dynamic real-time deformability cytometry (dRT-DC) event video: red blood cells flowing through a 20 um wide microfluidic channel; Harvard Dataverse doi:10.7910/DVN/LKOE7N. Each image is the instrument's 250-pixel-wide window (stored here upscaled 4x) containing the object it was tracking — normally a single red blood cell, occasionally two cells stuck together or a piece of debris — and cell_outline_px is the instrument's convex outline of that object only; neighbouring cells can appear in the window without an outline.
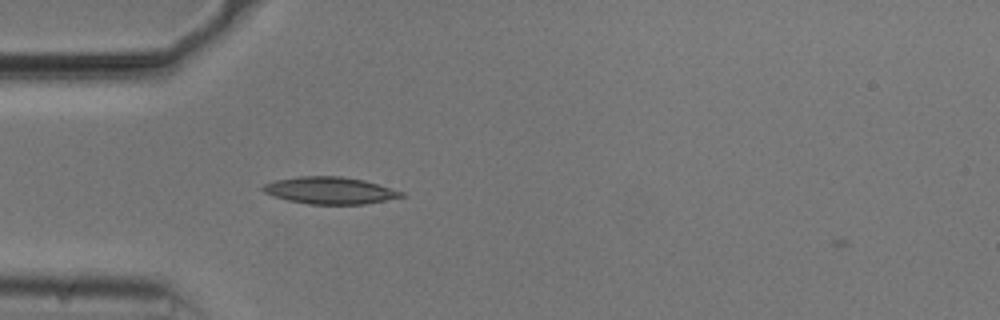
{"species": "common noctule bat (a hibernating species)", "species_latin": "Nyctalus noctula", "temperature_condition": "cold", "stored_images_in_passage": 5, "camera_frame_rate_fps": 3000, "um_per_image_px": 0.085, "animal": {"sex": "male", "body_mass_g": 20.5, "forearm_length_mm": 52.5}, "frame": {"image": 1, "passage_image": 4, "time_ms": 1.0, "image_size_px": [1000, 320], "cell_outline_px": [[404, 196], [364, 204], [308, 204], [288, 200], [272, 196], [264, 192], [260, 188], [264, 184], [276, 180], [300, 176], [340, 176], [364, 180], [404, 192]], "centroid_in_image_um": [28.0, 16.19], "position_along_channel_um": 57.0, "area_um2": 21.62}}